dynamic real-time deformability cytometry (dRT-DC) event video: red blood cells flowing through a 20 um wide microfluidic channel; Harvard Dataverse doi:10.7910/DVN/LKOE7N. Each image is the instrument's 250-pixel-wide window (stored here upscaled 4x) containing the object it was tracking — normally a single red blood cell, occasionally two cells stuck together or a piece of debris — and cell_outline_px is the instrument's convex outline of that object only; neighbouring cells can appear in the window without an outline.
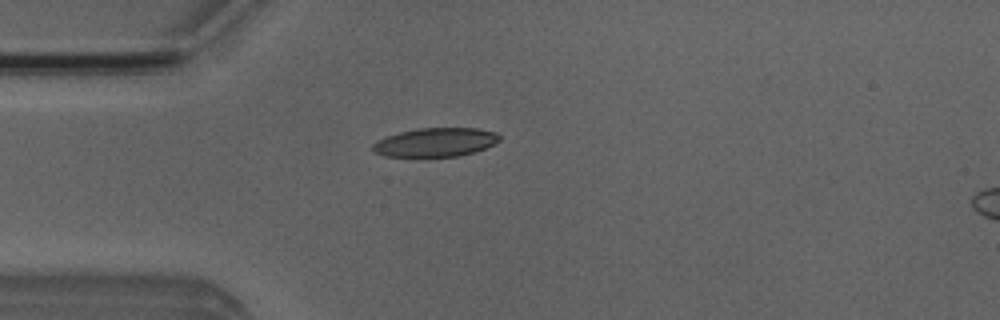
{"species": "Egyptian fruit bat (a non-hibernating species)", "species_latin": "Rousettus aegyptiacus", "temperature_condition": "room temperature", "stored_images_in_passage": 5, "camera_frame_rate_fps": 3000, "um_per_image_px": 0.085, "animal": {"sex": "male"}, "frame": {"image": 1, "passage_image": 4, "time_ms": 3.333, "image_size_px": [1000, 320], "cell_outline_px": [[500, 140], [484, 148], [460, 156], [384, 156], [372, 152], [372, 144], [376, 140], [400, 132], [420, 128], [476, 128], [496, 132], [500, 136]], "centroid_in_image_um": [36.98, 12.09], "position_along_channel_um": 48.0, "area_um2": 21.1}}